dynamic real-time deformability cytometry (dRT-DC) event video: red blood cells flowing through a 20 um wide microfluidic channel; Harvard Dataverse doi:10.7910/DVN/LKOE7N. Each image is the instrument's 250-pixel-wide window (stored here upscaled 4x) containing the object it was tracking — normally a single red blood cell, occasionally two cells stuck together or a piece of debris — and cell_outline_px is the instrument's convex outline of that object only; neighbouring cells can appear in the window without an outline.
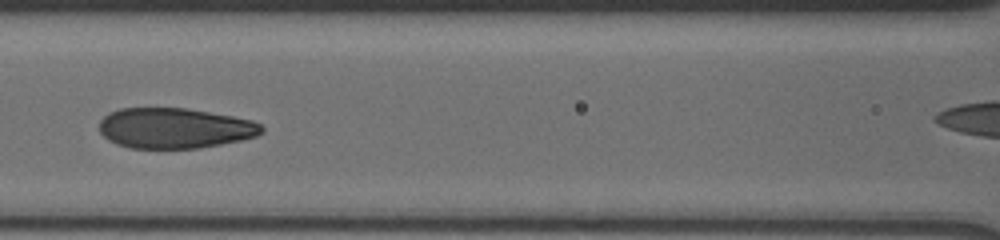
{"species": "human", "species_latin": "Homo sapiens", "temperature_condition": "cold", "stored_images_in_passage": 9, "segment_of_instrument_passage": [1, 2], "camera_frame_rate_fps": 3000, "um_per_image_px": 0.085, "donor": {"sex": "male"}, "frame": {"image": 1, "passage_image": 7, "time_ms": 5.333, "image_size_px": [1000, 240], "cell_outline_px": [[264, 132], [256, 136], [240, 140], [200, 148], [128, 148], [116, 144], [108, 140], [100, 132], [100, 120], [108, 112], [120, 108], [184, 108], [232, 116], [252, 120], [260, 124], [264, 128]], "centroid_in_image_um": [14.83, 10.89], "position_along_channel_um": 151.8, "area_um2": 38.26}}